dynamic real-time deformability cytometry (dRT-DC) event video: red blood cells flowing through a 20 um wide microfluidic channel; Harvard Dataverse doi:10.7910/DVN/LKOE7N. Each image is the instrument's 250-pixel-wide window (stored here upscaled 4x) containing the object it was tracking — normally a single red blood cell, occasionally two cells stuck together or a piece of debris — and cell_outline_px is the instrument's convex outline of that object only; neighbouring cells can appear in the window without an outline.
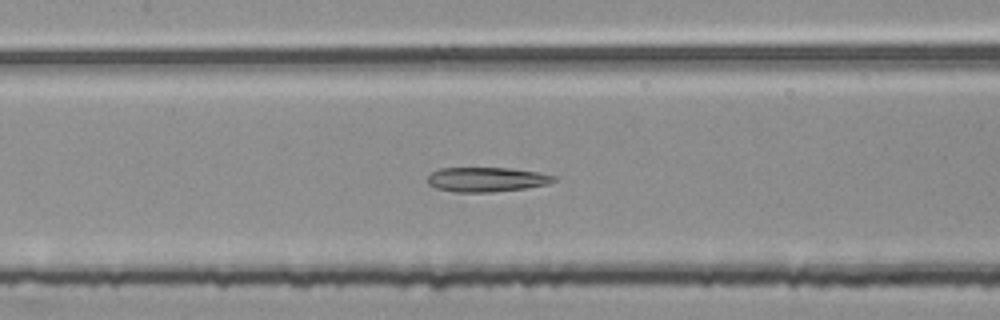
{"species": "common noctule bat (a hibernating species)", "species_latin": "Nyctalus noctula", "temperature_condition": "room temperature", "stored_images_in_passage": 37, "camera_frame_rate_fps": 3000, "um_per_image_px": 0.085, "animal": {"sex": "female", "body_mass_g": 25.1}, "frame": {"image": 1, "passage_image": 8, "time_ms": 2.333, "image_size_px": [1000, 320], "cell_outline_px": [[556, 180], [548, 184], [524, 188], [492, 192], [456, 192], [436, 188], [428, 184], [428, 176], [432, 172], [440, 168], [508, 168], [540, 172], [556, 176]], "centroid_in_image_um": [41.37, 15.25], "position_along_channel_um": 166.0, "area_um2": 18.03}}
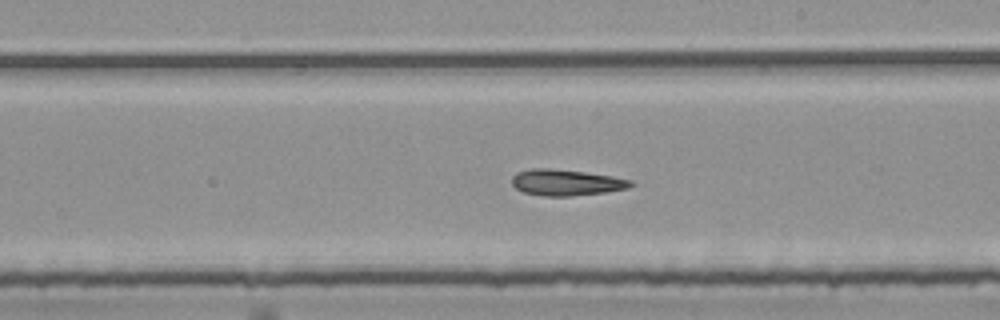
{"frame": {"image": 2, "passage_image": 14, "time_ms": 4.333, "image_size_px": [1000, 320], "cell_outline_px": [[636, 184], [628, 188], [604, 192], [572, 196], [544, 196], [524, 192], [516, 188], [512, 184], [512, 176], [516, 172], [532, 168], [552, 168], [584, 172], [612, 176], [632, 180]], "centroid_in_image_um": [48.13, 15.5], "position_along_channel_um": 240.9, "area_um2": 18.15}}
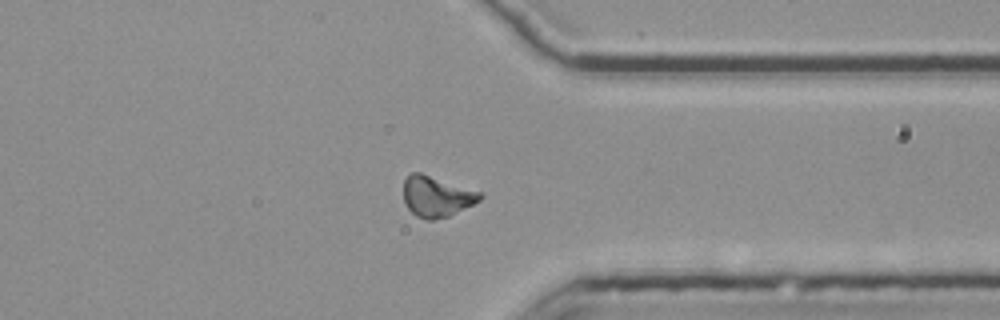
{"frame": {"image": 3, "passage_image": 25, "time_ms": 8.0, "image_size_px": [1000, 320], "cell_outline_px": [[484, 196], [480, 200], [448, 216], [432, 220], [428, 220], [416, 216], [408, 208], [404, 200], [404, 180], [412, 172], [420, 172], [480, 192]], "centroid_in_image_um": [37.08, 16.69], "position_along_channel_um": 374.3, "area_um2": 17.8}}